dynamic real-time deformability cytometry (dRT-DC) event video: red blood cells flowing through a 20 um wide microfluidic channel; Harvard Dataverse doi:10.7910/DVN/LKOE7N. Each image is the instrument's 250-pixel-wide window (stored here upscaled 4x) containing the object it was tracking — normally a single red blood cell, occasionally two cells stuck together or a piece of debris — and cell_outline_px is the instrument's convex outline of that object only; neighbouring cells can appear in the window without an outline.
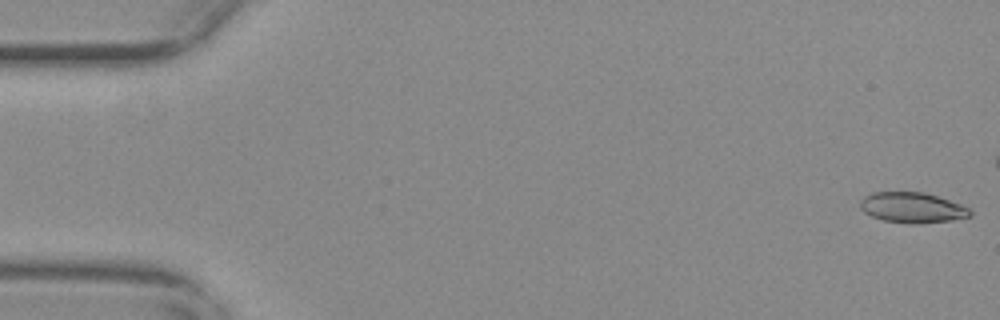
{"species": "common noctule bat (a hibernating species)", "species_latin": "Nyctalus noctula", "temperature_condition": "warm", "stored_images_in_passage": 49, "camera_frame_rate_fps": 3000, "um_per_image_px": 0.085, "animal": {"sex": "female", "body_mass_g": 29.2, "forearm_length_mm": 56.3}, "frame": {"image": 1, "passage_image": 1, "time_ms": 0.0, "image_size_px": [1000, 320], "cell_outline_px": [[972, 216], [952, 220], [884, 220], [872, 216], [864, 212], [860, 208], [860, 200], [864, 196], [872, 192], [924, 192], [960, 204], [968, 208], [972, 212]], "centroid_in_image_um": [77.5, 17.58], "position_along_channel_um": 7.5, "area_um2": 18.38}}
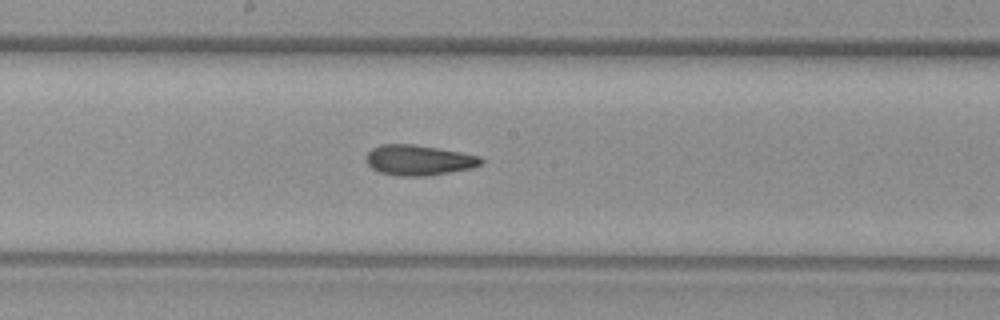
{"frame": {"image": 2, "passage_image": 30, "time_ms": 9.667, "image_size_px": [1000, 320], "cell_outline_px": [[484, 160], [480, 164], [472, 168], [428, 176], [400, 176], [380, 172], [372, 168], [364, 160], [364, 156], [372, 148], [380, 144], [412, 144], [460, 152], [480, 156]], "centroid_in_image_um": [35.55, 13.61], "position_along_channel_um": 212.6, "area_um2": 20.35}}
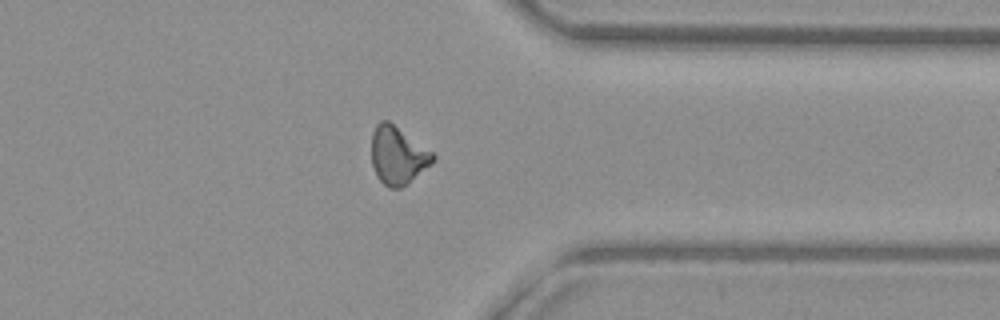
{"frame": {"image": 3, "passage_image": 44, "time_ms": 14.333, "image_size_px": [1000, 320], "cell_outline_px": [[436, 160], [432, 164], [408, 184], [400, 188], [388, 188], [376, 176], [372, 164], [372, 132], [376, 124], [380, 120], [388, 120], [432, 152], [436, 156]], "centroid_in_image_um": [33.81, 13.23], "position_along_channel_um": 377.6, "area_um2": 20.75}, "authors_computed_cell_mechanics": {"area_um2": 20.23, "velocity_mm_per_s": 3.6845, "shape_relaxation_time_tau1_ms": null, "shape_relaxation_time_tau2_ms": 3.9628, "deformation_change_tau1": null, "deformation_change_tau2": 0.1147}}